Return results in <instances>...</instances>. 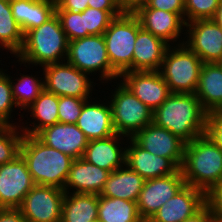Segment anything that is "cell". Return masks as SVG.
I'll use <instances>...</instances> for the list:
<instances>
[{"mask_svg":"<svg viewBox=\"0 0 222 222\" xmlns=\"http://www.w3.org/2000/svg\"><path fill=\"white\" fill-rule=\"evenodd\" d=\"M207 112L195 93H171L153 111V123L185 143L205 134Z\"/></svg>","mask_w":222,"mask_h":222,"instance_id":"1","label":"cell"},{"mask_svg":"<svg viewBox=\"0 0 222 222\" xmlns=\"http://www.w3.org/2000/svg\"><path fill=\"white\" fill-rule=\"evenodd\" d=\"M68 42L60 19L55 14L50 20L24 35L22 48L15 56L16 61L13 59L11 64L16 66L18 63L19 67H25L24 70H34V66L42 68L48 64L66 61Z\"/></svg>","mask_w":222,"mask_h":222,"instance_id":"2","label":"cell"},{"mask_svg":"<svg viewBox=\"0 0 222 222\" xmlns=\"http://www.w3.org/2000/svg\"><path fill=\"white\" fill-rule=\"evenodd\" d=\"M20 154L25 159L35 184L64 189L75 159L47 146L35 135L27 134L23 135Z\"/></svg>","mask_w":222,"mask_h":222,"instance_id":"3","label":"cell"},{"mask_svg":"<svg viewBox=\"0 0 222 222\" xmlns=\"http://www.w3.org/2000/svg\"><path fill=\"white\" fill-rule=\"evenodd\" d=\"M186 185L205 194L222 180V150L205 134L185 144L181 167Z\"/></svg>","mask_w":222,"mask_h":222,"instance_id":"4","label":"cell"},{"mask_svg":"<svg viewBox=\"0 0 222 222\" xmlns=\"http://www.w3.org/2000/svg\"><path fill=\"white\" fill-rule=\"evenodd\" d=\"M110 93L103 88L102 94L106 96L111 107L115 132L127 138H132L139 130H142L153 121V111L143 104L129 88L119 79L113 81ZM116 86V87H115ZM107 92V93H105Z\"/></svg>","mask_w":222,"mask_h":222,"instance_id":"5","label":"cell"},{"mask_svg":"<svg viewBox=\"0 0 222 222\" xmlns=\"http://www.w3.org/2000/svg\"><path fill=\"white\" fill-rule=\"evenodd\" d=\"M66 61L80 71L88 73L104 86H106L105 83L113 84L114 80L120 78L108 59L103 34L69 41ZM95 76L99 78L97 79Z\"/></svg>","mask_w":222,"mask_h":222,"instance_id":"6","label":"cell"},{"mask_svg":"<svg viewBox=\"0 0 222 222\" xmlns=\"http://www.w3.org/2000/svg\"><path fill=\"white\" fill-rule=\"evenodd\" d=\"M203 64L185 43L169 45L159 71L171 93H195Z\"/></svg>","mask_w":222,"mask_h":222,"instance_id":"7","label":"cell"},{"mask_svg":"<svg viewBox=\"0 0 222 222\" xmlns=\"http://www.w3.org/2000/svg\"><path fill=\"white\" fill-rule=\"evenodd\" d=\"M140 29L138 18L131 10H126L110 22L103 34L108 59L119 76L132 71L134 44Z\"/></svg>","mask_w":222,"mask_h":222,"instance_id":"8","label":"cell"},{"mask_svg":"<svg viewBox=\"0 0 222 222\" xmlns=\"http://www.w3.org/2000/svg\"><path fill=\"white\" fill-rule=\"evenodd\" d=\"M39 69L43 70L47 92L76 98H92L93 94H98L95 87H99L100 84L94 82L88 73L80 71L67 61L48 64Z\"/></svg>","mask_w":222,"mask_h":222,"instance_id":"9","label":"cell"},{"mask_svg":"<svg viewBox=\"0 0 222 222\" xmlns=\"http://www.w3.org/2000/svg\"><path fill=\"white\" fill-rule=\"evenodd\" d=\"M65 194L58 187L36 184L18 209L27 222H61Z\"/></svg>","mask_w":222,"mask_h":222,"instance_id":"10","label":"cell"},{"mask_svg":"<svg viewBox=\"0 0 222 222\" xmlns=\"http://www.w3.org/2000/svg\"><path fill=\"white\" fill-rule=\"evenodd\" d=\"M35 185L21 154L0 165V208H19Z\"/></svg>","mask_w":222,"mask_h":222,"instance_id":"11","label":"cell"},{"mask_svg":"<svg viewBox=\"0 0 222 222\" xmlns=\"http://www.w3.org/2000/svg\"><path fill=\"white\" fill-rule=\"evenodd\" d=\"M184 43L203 63L222 61V29L212 19L186 23Z\"/></svg>","mask_w":222,"mask_h":222,"instance_id":"12","label":"cell"},{"mask_svg":"<svg viewBox=\"0 0 222 222\" xmlns=\"http://www.w3.org/2000/svg\"><path fill=\"white\" fill-rule=\"evenodd\" d=\"M184 185L185 180L181 169L171 175L147 179L137 201L141 219H151L160 207Z\"/></svg>","mask_w":222,"mask_h":222,"instance_id":"13","label":"cell"},{"mask_svg":"<svg viewBox=\"0 0 222 222\" xmlns=\"http://www.w3.org/2000/svg\"><path fill=\"white\" fill-rule=\"evenodd\" d=\"M131 11L138 18L142 29L169 45L184 43L186 23L177 13L153 8H132Z\"/></svg>","mask_w":222,"mask_h":222,"instance_id":"14","label":"cell"},{"mask_svg":"<svg viewBox=\"0 0 222 222\" xmlns=\"http://www.w3.org/2000/svg\"><path fill=\"white\" fill-rule=\"evenodd\" d=\"M132 138L142 148L157 156L170 159L181 169L186 143L169 130L152 122L139 130Z\"/></svg>","mask_w":222,"mask_h":222,"instance_id":"15","label":"cell"},{"mask_svg":"<svg viewBox=\"0 0 222 222\" xmlns=\"http://www.w3.org/2000/svg\"><path fill=\"white\" fill-rule=\"evenodd\" d=\"M119 80L152 111L171 94L160 71H129L123 73Z\"/></svg>","mask_w":222,"mask_h":222,"instance_id":"16","label":"cell"},{"mask_svg":"<svg viewBox=\"0 0 222 222\" xmlns=\"http://www.w3.org/2000/svg\"><path fill=\"white\" fill-rule=\"evenodd\" d=\"M97 96L101 97V95L96 94V97L93 96L84 103L76 123L89 141L116 134L111 107L108 99H106V94L101 97V99L104 97V100Z\"/></svg>","mask_w":222,"mask_h":222,"instance_id":"17","label":"cell"},{"mask_svg":"<svg viewBox=\"0 0 222 222\" xmlns=\"http://www.w3.org/2000/svg\"><path fill=\"white\" fill-rule=\"evenodd\" d=\"M125 165L145 180L171 175L179 169L170 159L150 153L133 138H128L126 144Z\"/></svg>","mask_w":222,"mask_h":222,"instance_id":"18","label":"cell"},{"mask_svg":"<svg viewBox=\"0 0 222 222\" xmlns=\"http://www.w3.org/2000/svg\"><path fill=\"white\" fill-rule=\"evenodd\" d=\"M41 142L73 159L83 157L89 140L76 124L56 123L35 135Z\"/></svg>","mask_w":222,"mask_h":222,"instance_id":"19","label":"cell"},{"mask_svg":"<svg viewBox=\"0 0 222 222\" xmlns=\"http://www.w3.org/2000/svg\"><path fill=\"white\" fill-rule=\"evenodd\" d=\"M205 204V193L184 185L150 219L152 222H183Z\"/></svg>","mask_w":222,"mask_h":222,"instance_id":"20","label":"cell"},{"mask_svg":"<svg viewBox=\"0 0 222 222\" xmlns=\"http://www.w3.org/2000/svg\"><path fill=\"white\" fill-rule=\"evenodd\" d=\"M128 138L119 134L90 140L83 159L110 172L125 165V150Z\"/></svg>","mask_w":222,"mask_h":222,"instance_id":"21","label":"cell"},{"mask_svg":"<svg viewBox=\"0 0 222 222\" xmlns=\"http://www.w3.org/2000/svg\"><path fill=\"white\" fill-rule=\"evenodd\" d=\"M110 171L93 165L82 157L75 159L69 170L64 191L66 193L100 194Z\"/></svg>","mask_w":222,"mask_h":222,"instance_id":"22","label":"cell"},{"mask_svg":"<svg viewBox=\"0 0 222 222\" xmlns=\"http://www.w3.org/2000/svg\"><path fill=\"white\" fill-rule=\"evenodd\" d=\"M169 44L140 29L134 44L132 71H159Z\"/></svg>","mask_w":222,"mask_h":222,"instance_id":"23","label":"cell"},{"mask_svg":"<svg viewBox=\"0 0 222 222\" xmlns=\"http://www.w3.org/2000/svg\"><path fill=\"white\" fill-rule=\"evenodd\" d=\"M58 103L59 96L47 92L44 89V91L35 99V101L23 111L24 114L22 118H27V120H25L26 123L23 121L19 125V128L23 134L36 135L40 130L59 123ZM25 112H29V118L28 114L25 115Z\"/></svg>","mask_w":222,"mask_h":222,"instance_id":"24","label":"cell"},{"mask_svg":"<svg viewBox=\"0 0 222 222\" xmlns=\"http://www.w3.org/2000/svg\"><path fill=\"white\" fill-rule=\"evenodd\" d=\"M145 179L126 165L110 173L100 196L137 202Z\"/></svg>","mask_w":222,"mask_h":222,"instance_id":"25","label":"cell"},{"mask_svg":"<svg viewBox=\"0 0 222 222\" xmlns=\"http://www.w3.org/2000/svg\"><path fill=\"white\" fill-rule=\"evenodd\" d=\"M195 95L207 113L222 109V69L218 63L203 64Z\"/></svg>","mask_w":222,"mask_h":222,"instance_id":"26","label":"cell"},{"mask_svg":"<svg viewBox=\"0 0 222 222\" xmlns=\"http://www.w3.org/2000/svg\"><path fill=\"white\" fill-rule=\"evenodd\" d=\"M98 218V194L66 193L61 222H90Z\"/></svg>","mask_w":222,"mask_h":222,"instance_id":"27","label":"cell"},{"mask_svg":"<svg viewBox=\"0 0 222 222\" xmlns=\"http://www.w3.org/2000/svg\"><path fill=\"white\" fill-rule=\"evenodd\" d=\"M18 70L19 69L16 70L17 74H13L14 76L11 75V72H9V75L12 86L13 99L19 109L18 112L21 113V111H24L26 108H28L35 101V99L44 91L45 86L44 77H42L44 76L43 70L35 71L37 72H34V74L36 75H34L33 73L25 75L20 72L21 68L19 71ZM40 72H42V74H40Z\"/></svg>","mask_w":222,"mask_h":222,"instance_id":"28","label":"cell"},{"mask_svg":"<svg viewBox=\"0 0 222 222\" xmlns=\"http://www.w3.org/2000/svg\"><path fill=\"white\" fill-rule=\"evenodd\" d=\"M98 220L100 222H140L137 202L98 195Z\"/></svg>","mask_w":222,"mask_h":222,"instance_id":"29","label":"cell"},{"mask_svg":"<svg viewBox=\"0 0 222 222\" xmlns=\"http://www.w3.org/2000/svg\"><path fill=\"white\" fill-rule=\"evenodd\" d=\"M24 34L13 17L10 0H0V52H10L15 57L21 50Z\"/></svg>","mask_w":222,"mask_h":222,"instance_id":"30","label":"cell"},{"mask_svg":"<svg viewBox=\"0 0 222 222\" xmlns=\"http://www.w3.org/2000/svg\"><path fill=\"white\" fill-rule=\"evenodd\" d=\"M7 71L8 68H0V125L19 127L21 121H23V119L20 120V118L23 116V113L19 114L17 112L19 109L13 99L10 75ZM16 109L17 111H15ZM15 114L19 116V119L15 117ZM16 119H18V122L14 121Z\"/></svg>","mask_w":222,"mask_h":222,"instance_id":"31","label":"cell"},{"mask_svg":"<svg viewBox=\"0 0 222 222\" xmlns=\"http://www.w3.org/2000/svg\"><path fill=\"white\" fill-rule=\"evenodd\" d=\"M23 132L18 126L0 125V165L20 154Z\"/></svg>","mask_w":222,"mask_h":222,"instance_id":"32","label":"cell"},{"mask_svg":"<svg viewBox=\"0 0 222 222\" xmlns=\"http://www.w3.org/2000/svg\"><path fill=\"white\" fill-rule=\"evenodd\" d=\"M126 10H99L87 7L83 11L84 30H87L89 35L104 34L109 27L110 22Z\"/></svg>","mask_w":222,"mask_h":222,"instance_id":"33","label":"cell"},{"mask_svg":"<svg viewBox=\"0 0 222 222\" xmlns=\"http://www.w3.org/2000/svg\"><path fill=\"white\" fill-rule=\"evenodd\" d=\"M56 14V0H36L29 8L27 21L20 27L25 35Z\"/></svg>","mask_w":222,"mask_h":222,"instance_id":"34","label":"cell"},{"mask_svg":"<svg viewBox=\"0 0 222 222\" xmlns=\"http://www.w3.org/2000/svg\"><path fill=\"white\" fill-rule=\"evenodd\" d=\"M56 14L68 41L90 36L87 30H84L83 12L56 10Z\"/></svg>","mask_w":222,"mask_h":222,"instance_id":"35","label":"cell"},{"mask_svg":"<svg viewBox=\"0 0 222 222\" xmlns=\"http://www.w3.org/2000/svg\"><path fill=\"white\" fill-rule=\"evenodd\" d=\"M184 21L189 23L195 20L212 19L220 0H184Z\"/></svg>","mask_w":222,"mask_h":222,"instance_id":"36","label":"cell"},{"mask_svg":"<svg viewBox=\"0 0 222 222\" xmlns=\"http://www.w3.org/2000/svg\"><path fill=\"white\" fill-rule=\"evenodd\" d=\"M91 98H76L59 96L58 119L59 123L76 124L84 103Z\"/></svg>","mask_w":222,"mask_h":222,"instance_id":"37","label":"cell"},{"mask_svg":"<svg viewBox=\"0 0 222 222\" xmlns=\"http://www.w3.org/2000/svg\"><path fill=\"white\" fill-rule=\"evenodd\" d=\"M205 135L222 150V109L207 113Z\"/></svg>","mask_w":222,"mask_h":222,"instance_id":"38","label":"cell"},{"mask_svg":"<svg viewBox=\"0 0 222 222\" xmlns=\"http://www.w3.org/2000/svg\"><path fill=\"white\" fill-rule=\"evenodd\" d=\"M133 8H153L167 12L177 13L184 20V0H144Z\"/></svg>","mask_w":222,"mask_h":222,"instance_id":"39","label":"cell"},{"mask_svg":"<svg viewBox=\"0 0 222 222\" xmlns=\"http://www.w3.org/2000/svg\"><path fill=\"white\" fill-rule=\"evenodd\" d=\"M205 203L210 207L215 222H222V180L205 194Z\"/></svg>","mask_w":222,"mask_h":222,"instance_id":"40","label":"cell"},{"mask_svg":"<svg viewBox=\"0 0 222 222\" xmlns=\"http://www.w3.org/2000/svg\"><path fill=\"white\" fill-rule=\"evenodd\" d=\"M36 0H10L12 14L21 27L28 18L29 8Z\"/></svg>","mask_w":222,"mask_h":222,"instance_id":"41","label":"cell"},{"mask_svg":"<svg viewBox=\"0 0 222 222\" xmlns=\"http://www.w3.org/2000/svg\"><path fill=\"white\" fill-rule=\"evenodd\" d=\"M88 7V0H56V10L83 12Z\"/></svg>","mask_w":222,"mask_h":222,"instance_id":"42","label":"cell"},{"mask_svg":"<svg viewBox=\"0 0 222 222\" xmlns=\"http://www.w3.org/2000/svg\"><path fill=\"white\" fill-rule=\"evenodd\" d=\"M88 7L99 10H126L119 0H88Z\"/></svg>","mask_w":222,"mask_h":222,"instance_id":"43","label":"cell"},{"mask_svg":"<svg viewBox=\"0 0 222 222\" xmlns=\"http://www.w3.org/2000/svg\"><path fill=\"white\" fill-rule=\"evenodd\" d=\"M0 222H27L18 208H0Z\"/></svg>","mask_w":222,"mask_h":222,"instance_id":"44","label":"cell"},{"mask_svg":"<svg viewBox=\"0 0 222 222\" xmlns=\"http://www.w3.org/2000/svg\"><path fill=\"white\" fill-rule=\"evenodd\" d=\"M183 222H215L211 213L210 207L205 203L192 216L185 219Z\"/></svg>","mask_w":222,"mask_h":222,"instance_id":"45","label":"cell"},{"mask_svg":"<svg viewBox=\"0 0 222 222\" xmlns=\"http://www.w3.org/2000/svg\"><path fill=\"white\" fill-rule=\"evenodd\" d=\"M212 20L219 25V27L222 29V0L219 2V6L217 7V10L212 18Z\"/></svg>","mask_w":222,"mask_h":222,"instance_id":"46","label":"cell"},{"mask_svg":"<svg viewBox=\"0 0 222 222\" xmlns=\"http://www.w3.org/2000/svg\"><path fill=\"white\" fill-rule=\"evenodd\" d=\"M126 10H131L135 5L143 2L144 0H119Z\"/></svg>","mask_w":222,"mask_h":222,"instance_id":"47","label":"cell"},{"mask_svg":"<svg viewBox=\"0 0 222 222\" xmlns=\"http://www.w3.org/2000/svg\"><path fill=\"white\" fill-rule=\"evenodd\" d=\"M140 222H152L150 219H142Z\"/></svg>","mask_w":222,"mask_h":222,"instance_id":"48","label":"cell"},{"mask_svg":"<svg viewBox=\"0 0 222 222\" xmlns=\"http://www.w3.org/2000/svg\"><path fill=\"white\" fill-rule=\"evenodd\" d=\"M0 57H2V54H0ZM0 59H2V58H0ZM2 60H0V65L2 66H4L5 67V65L4 64H2V62H1Z\"/></svg>","mask_w":222,"mask_h":222,"instance_id":"49","label":"cell"},{"mask_svg":"<svg viewBox=\"0 0 222 222\" xmlns=\"http://www.w3.org/2000/svg\"><path fill=\"white\" fill-rule=\"evenodd\" d=\"M90 222H100V221H99L98 218H97V219H95V220H93V221H90Z\"/></svg>","mask_w":222,"mask_h":222,"instance_id":"50","label":"cell"},{"mask_svg":"<svg viewBox=\"0 0 222 222\" xmlns=\"http://www.w3.org/2000/svg\"><path fill=\"white\" fill-rule=\"evenodd\" d=\"M218 64L220 65V67L222 69V61L218 62Z\"/></svg>","mask_w":222,"mask_h":222,"instance_id":"51","label":"cell"}]
</instances>
